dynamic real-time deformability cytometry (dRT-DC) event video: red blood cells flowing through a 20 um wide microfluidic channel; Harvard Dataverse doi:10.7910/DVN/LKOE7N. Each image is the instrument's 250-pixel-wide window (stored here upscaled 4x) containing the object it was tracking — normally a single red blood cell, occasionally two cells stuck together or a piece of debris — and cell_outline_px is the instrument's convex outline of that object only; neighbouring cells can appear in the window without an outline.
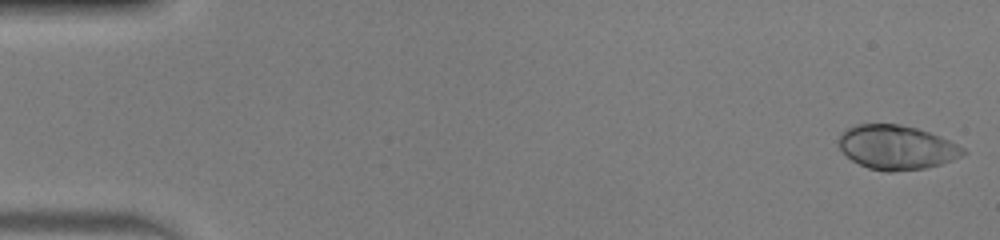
{"species": "human", "species_latin": "Homo sapiens", "temperature_condition": "warm", "stored_images_in_passage": 50, "camera_frame_rate_fps": 3000, "um_per_image_px": 0.085, "donor": {"sex": "male"}, "frame": {"image": 1, "passage_image": 1, "time_ms": 0.0, "image_size_px": [1000, 240], "cell_outline_px": [[968, 152], [952, 160], [940, 164], [924, 168], [892, 172], [884, 172], [868, 168], [852, 160], [840, 148], [840, 132], [856, 124], [900, 124], [916, 128], [940, 136], [964, 148]], "centroid_in_image_um": [76.21, 12.53], "position_along_channel_um": 8.8, "area_um2": 31.85}}
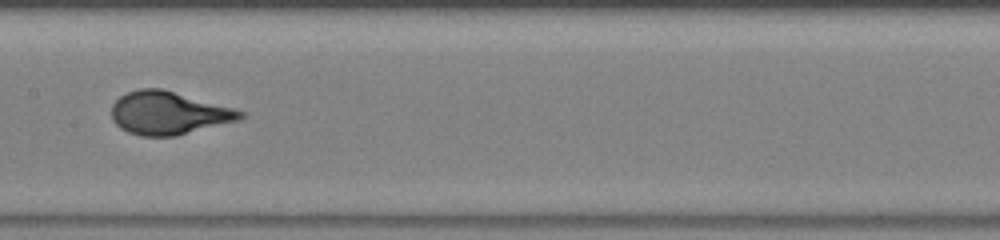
{"frame": {"image": 2, "passage_image": 26, "time_ms": 8.333, "image_size_px": [1000, 240], "cell_outline_px": [[244, 116], [240, 120], [176, 136], [140, 136], [128, 132], [120, 128], [112, 120], [112, 104], [120, 96], [128, 92], [140, 88], [160, 88], [232, 108], [244, 112]], "centroid_in_image_um": [14.3, 9.62], "position_along_channel_um": 193.1, "area_um2": 32.02}}
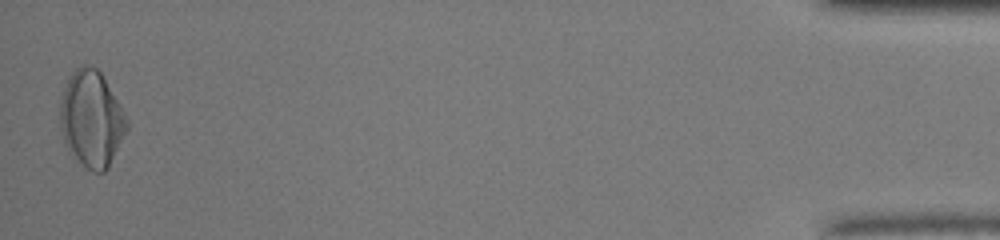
{"frame": {"image": 3, "passage_image": 50, "time_ms": 16.333, "image_size_px": [1000, 240], "cell_outline_px": [[128, 128], [108, 168], [104, 172], [92, 172], [68, 152], [64, 144], [60, 128], [60, 104], [64, 88], [68, 76], [76, 68], [84, 64], [88, 64], [96, 68], [104, 76], [128, 120]], "centroid_in_image_um": [7.76, 10.1], "position_along_channel_um": 427.4, "area_um2": 37.57}}